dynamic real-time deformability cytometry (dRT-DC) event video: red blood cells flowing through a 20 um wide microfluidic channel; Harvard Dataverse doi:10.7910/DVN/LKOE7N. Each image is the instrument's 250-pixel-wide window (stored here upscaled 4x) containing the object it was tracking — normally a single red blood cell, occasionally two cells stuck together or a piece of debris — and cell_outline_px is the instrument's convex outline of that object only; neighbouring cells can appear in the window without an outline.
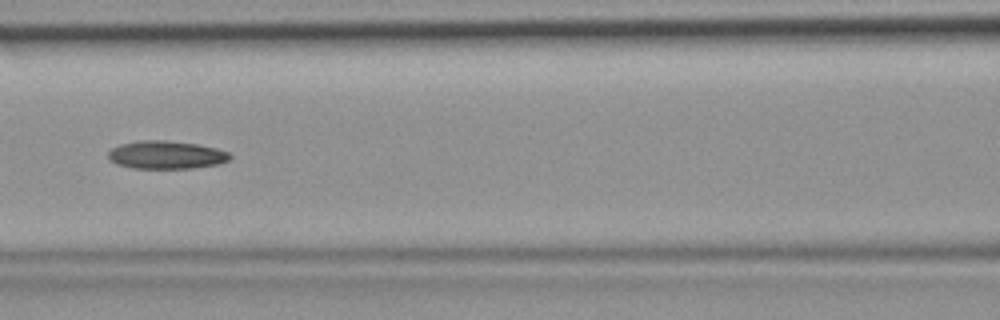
{"species": "common noctule bat (a hibernating species)", "species_latin": "Nyctalus noctula", "temperature_condition": "room temperature", "stored_images_in_passage": 45, "camera_frame_rate_fps": 3000, "um_per_image_px": 0.085, "animal": {"sex": "female", "body_mass_g": 19.9}, "frame": {"image": 1, "passage_image": 20, "time_ms": 6.333, "image_size_px": [1000, 320], "cell_outline_px": [[232, 156], [228, 160], [220, 164], [192, 168], [132, 168], [116, 164], [108, 156], [108, 152], [112, 148], [120, 144], [140, 140], [164, 140], [196, 144], [216, 148], [228, 152]], "centroid_in_image_um": [14.13, 13.16], "position_along_channel_um": 152.5, "area_um2": 19.83}}
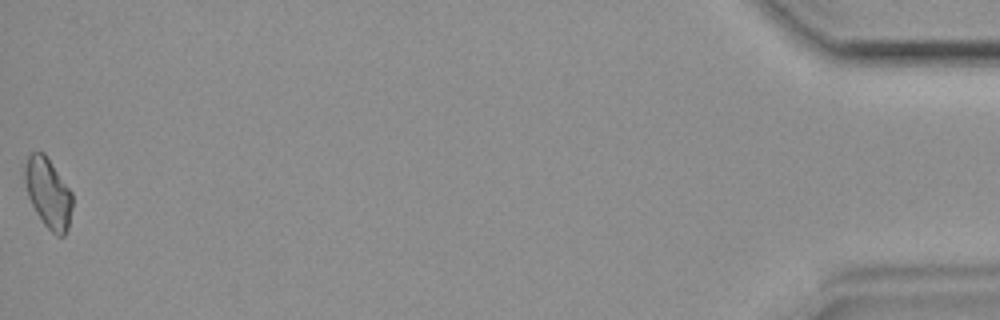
{"frame": {"image": 2, "passage_image": 45, "time_ms": 14.667, "image_size_px": [1000, 320], "cell_outline_px": [[72, 208], [68, 228], [64, 236], [56, 236], [44, 224], [36, 212], [28, 196], [24, 180], [24, 164], [28, 156], [32, 152], [44, 152], [72, 192]], "centroid_in_image_um": [4.09, 16.4], "position_along_channel_um": 431.1, "area_um2": 19.36}}